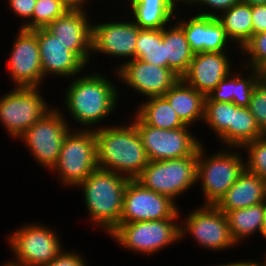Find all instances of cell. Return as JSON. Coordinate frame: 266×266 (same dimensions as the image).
Wrapping results in <instances>:
<instances>
[{"label": "cell", "instance_id": "cell-41", "mask_svg": "<svg viewBox=\"0 0 266 266\" xmlns=\"http://www.w3.org/2000/svg\"><path fill=\"white\" fill-rule=\"evenodd\" d=\"M59 1H61L69 9H81L87 7L85 5L90 0H59Z\"/></svg>", "mask_w": 266, "mask_h": 266}, {"label": "cell", "instance_id": "cell-9", "mask_svg": "<svg viewBox=\"0 0 266 266\" xmlns=\"http://www.w3.org/2000/svg\"><path fill=\"white\" fill-rule=\"evenodd\" d=\"M49 226L28 223L7 236L10 250L15 256L11 261L22 266H45L62 250L59 234Z\"/></svg>", "mask_w": 266, "mask_h": 266}, {"label": "cell", "instance_id": "cell-29", "mask_svg": "<svg viewBox=\"0 0 266 266\" xmlns=\"http://www.w3.org/2000/svg\"><path fill=\"white\" fill-rule=\"evenodd\" d=\"M137 109L134 113L147 125L161 129L186 126L164 96L147 98Z\"/></svg>", "mask_w": 266, "mask_h": 266}, {"label": "cell", "instance_id": "cell-47", "mask_svg": "<svg viewBox=\"0 0 266 266\" xmlns=\"http://www.w3.org/2000/svg\"><path fill=\"white\" fill-rule=\"evenodd\" d=\"M264 256H265L264 259H263V260H265L264 261V266H266V254Z\"/></svg>", "mask_w": 266, "mask_h": 266}, {"label": "cell", "instance_id": "cell-28", "mask_svg": "<svg viewBox=\"0 0 266 266\" xmlns=\"http://www.w3.org/2000/svg\"><path fill=\"white\" fill-rule=\"evenodd\" d=\"M254 116L247 107L235 105L232 124L218 138L224 147H242L245 143L263 137Z\"/></svg>", "mask_w": 266, "mask_h": 266}, {"label": "cell", "instance_id": "cell-12", "mask_svg": "<svg viewBox=\"0 0 266 266\" xmlns=\"http://www.w3.org/2000/svg\"><path fill=\"white\" fill-rule=\"evenodd\" d=\"M186 233L204 249L220 252L236 246L225 214L213 205H202L191 210L180 224V240L186 237Z\"/></svg>", "mask_w": 266, "mask_h": 266}, {"label": "cell", "instance_id": "cell-5", "mask_svg": "<svg viewBox=\"0 0 266 266\" xmlns=\"http://www.w3.org/2000/svg\"><path fill=\"white\" fill-rule=\"evenodd\" d=\"M179 211L168 219L120 223L109 237L115 239L121 248L131 252L142 255L157 253L177 241L179 243L180 223L176 222L180 220L179 215H182Z\"/></svg>", "mask_w": 266, "mask_h": 266}, {"label": "cell", "instance_id": "cell-32", "mask_svg": "<svg viewBox=\"0 0 266 266\" xmlns=\"http://www.w3.org/2000/svg\"><path fill=\"white\" fill-rule=\"evenodd\" d=\"M244 148L246 151L243 152L247 154L245 169L266 181V135L245 143L241 149Z\"/></svg>", "mask_w": 266, "mask_h": 266}, {"label": "cell", "instance_id": "cell-6", "mask_svg": "<svg viewBox=\"0 0 266 266\" xmlns=\"http://www.w3.org/2000/svg\"><path fill=\"white\" fill-rule=\"evenodd\" d=\"M97 168L95 131L71 129L65 136L58 161L51 172L57 173L63 186L78 188L77 185Z\"/></svg>", "mask_w": 266, "mask_h": 266}, {"label": "cell", "instance_id": "cell-7", "mask_svg": "<svg viewBox=\"0 0 266 266\" xmlns=\"http://www.w3.org/2000/svg\"><path fill=\"white\" fill-rule=\"evenodd\" d=\"M198 151L188 157L150 161L135 178L143 187L173 200L197 183Z\"/></svg>", "mask_w": 266, "mask_h": 266}, {"label": "cell", "instance_id": "cell-46", "mask_svg": "<svg viewBox=\"0 0 266 266\" xmlns=\"http://www.w3.org/2000/svg\"><path fill=\"white\" fill-rule=\"evenodd\" d=\"M263 238L266 239V202H265V215H264V232L262 234Z\"/></svg>", "mask_w": 266, "mask_h": 266}, {"label": "cell", "instance_id": "cell-14", "mask_svg": "<svg viewBox=\"0 0 266 266\" xmlns=\"http://www.w3.org/2000/svg\"><path fill=\"white\" fill-rule=\"evenodd\" d=\"M178 209L169 197L143 187L135 179H129L124 191L120 223L168 219Z\"/></svg>", "mask_w": 266, "mask_h": 266}, {"label": "cell", "instance_id": "cell-23", "mask_svg": "<svg viewBox=\"0 0 266 266\" xmlns=\"http://www.w3.org/2000/svg\"><path fill=\"white\" fill-rule=\"evenodd\" d=\"M163 96L185 125L192 127L197 121L203 122L206 96L182 79Z\"/></svg>", "mask_w": 266, "mask_h": 266}, {"label": "cell", "instance_id": "cell-19", "mask_svg": "<svg viewBox=\"0 0 266 266\" xmlns=\"http://www.w3.org/2000/svg\"><path fill=\"white\" fill-rule=\"evenodd\" d=\"M232 62L228 52L195 53L187 72L181 79L198 92L207 96L230 73Z\"/></svg>", "mask_w": 266, "mask_h": 266}, {"label": "cell", "instance_id": "cell-39", "mask_svg": "<svg viewBox=\"0 0 266 266\" xmlns=\"http://www.w3.org/2000/svg\"><path fill=\"white\" fill-rule=\"evenodd\" d=\"M253 34L266 31V4L252 5Z\"/></svg>", "mask_w": 266, "mask_h": 266}, {"label": "cell", "instance_id": "cell-22", "mask_svg": "<svg viewBox=\"0 0 266 266\" xmlns=\"http://www.w3.org/2000/svg\"><path fill=\"white\" fill-rule=\"evenodd\" d=\"M239 68L241 72H237L238 69L235 70L236 73L232 71L207 94L205 101L233 102L237 106L248 107L253 88L260 79V71L244 66ZM242 69L247 70L248 75L245 73L243 77Z\"/></svg>", "mask_w": 266, "mask_h": 266}, {"label": "cell", "instance_id": "cell-26", "mask_svg": "<svg viewBox=\"0 0 266 266\" xmlns=\"http://www.w3.org/2000/svg\"><path fill=\"white\" fill-rule=\"evenodd\" d=\"M265 202L225 213L233 241L240 245L241 240L264 232Z\"/></svg>", "mask_w": 266, "mask_h": 266}, {"label": "cell", "instance_id": "cell-20", "mask_svg": "<svg viewBox=\"0 0 266 266\" xmlns=\"http://www.w3.org/2000/svg\"><path fill=\"white\" fill-rule=\"evenodd\" d=\"M175 18L183 28L191 50L200 52H228L231 45L222 24L216 17L194 14L189 19ZM179 20V21H178Z\"/></svg>", "mask_w": 266, "mask_h": 266}, {"label": "cell", "instance_id": "cell-35", "mask_svg": "<svg viewBox=\"0 0 266 266\" xmlns=\"http://www.w3.org/2000/svg\"><path fill=\"white\" fill-rule=\"evenodd\" d=\"M247 108L254 116L261 132L266 135V82L261 78L253 88L251 100Z\"/></svg>", "mask_w": 266, "mask_h": 266}, {"label": "cell", "instance_id": "cell-42", "mask_svg": "<svg viewBox=\"0 0 266 266\" xmlns=\"http://www.w3.org/2000/svg\"><path fill=\"white\" fill-rule=\"evenodd\" d=\"M169 6L176 12L180 9L178 6L180 3L182 6H187V8L194 6L195 0H165ZM189 6V7H188ZM179 8V9H178ZM177 9V10H176Z\"/></svg>", "mask_w": 266, "mask_h": 266}, {"label": "cell", "instance_id": "cell-30", "mask_svg": "<svg viewBox=\"0 0 266 266\" xmlns=\"http://www.w3.org/2000/svg\"><path fill=\"white\" fill-rule=\"evenodd\" d=\"M135 59L167 68L163 29H140L136 41Z\"/></svg>", "mask_w": 266, "mask_h": 266}, {"label": "cell", "instance_id": "cell-10", "mask_svg": "<svg viewBox=\"0 0 266 266\" xmlns=\"http://www.w3.org/2000/svg\"><path fill=\"white\" fill-rule=\"evenodd\" d=\"M40 92L39 87H13L0 97V122L13 139L52 108Z\"/></svg>", "mask_w": 266, "mask_h": 266}, {"label": "cell", "instance_id": "cell-3", "mask_svg": "<svg viewBox=\"0 0 266 266\" xmlns=\"http://www.w3.org/2000/svg\"><path fill=\"white\" fill-rule=\"evenodd\" d=\"M128 181L124 175L97 168L77 185L83 191L89 221L107 235L120 224Z\"/></svg>", "mask_w": 266, "mask_h": 266}, {"label": "cell", "instance_id": "cell-1", "mask_svg": "<svg viewBox=\"0 0 266 266\" xmlns=\"http://www.w3.org/2000/svg\"><path fill=\"white\" fill-rule=\"evenodd\" d=\"M79 76L73 77L66 88L64 104L67 115L70 114L72 120L80 125L72 129L96 130L102 121L114 113L121 95L114 81L111 82L106 75L92 72Z\"/></svg>", "mask_w": 266, "mask_h": 266}, {"label": "cell", "instance_id": "cell-24", "mask_svg": "<svg viewBox=\"0 0 266 266\" xmlns=\"http://www.w3.org/2000/svg\"><path fill=\"white\" fill-rule=\"evenodd\" d=\"M132 19L140 29H163L171 24L176 13L165 0H127ZM132 16H131V15Z\"/></svg>", "mask_w": 266, "mask_h": 266}, {"label": "cell", "instance_id": "cell-40", "mask_svg": "<svg viewBox=\"0 0 266 266\" xmlns=\"http://www.w3.org/2000/svg\"><path fill=\"white\" fill-rule=\"evenodd\" d=\"M211 266V265H210ZM213 266H264V261H255V260H248L247 261H236V262H229V263H223Z\"/></svg>", "mask_w": 266, "mask_h": 266}, {"label": "cell", "instance_id": "cell-2", "mask_svg": "<svg viewBox=\"0 0 266 266\" xmlns=\"http://www.w3.org/2000/svg\"><path fill=\"white\" fill-rule=\"evenodd\" d=\"M126 124L102 125L94 130L97 164L98 168L135 179L150 160L134 123Z\"/></svg>", "mask_w": 266, "mask_h": 266}, {"label": "cell", "instance_id": "cell-36", "mask_svg": "<svg viewBox=\"0 0 266 266\" xmlns=\"http://www.w3.org/2000/svg\"><path fill=\"white\" fill-rule=\"evenodd\" d=\"M36 0H8V5L13 14L23 18L21 28L32 30V14Z\"/></svg>", "mask_w": 266, "mask_h": 266}, {"label": "cell", "instance_id": "cell-38", "mask_svg": "<svg viewBox=\"0 0 266 266\" xmlns=\"http://www.w3.org/2000/svg\"><path fill=\"white\" fill-rule=\"evenodd\" d=\"M63 249L49 264L45 266H88L85 257L74 251Z\"/></svg>", "mask_w": 266, "mask_h": 266}, {"label": "cell", "instance_id": "cell-33", "mask_svg": "<svg viewBox=\"0 0 266 266\" xmlns=\"http://www.w3.org/2000/svg\"><path fill=\"white\" fill-rule=\"evenodd\" d=\"M68 10L69 8L59 0H36L32 14V30L46 28Z\"/></svg>", "mask_w": 266, "mask_h": 266}, {"label": "cell", "instance_id": "cell-37", "mask_svg": "<svg viewBox=\"0 0 266 266\" xmlns=\"http://www.w3.org/2000/svg\"><path fill=\"white\" fill-rule=\"evenodd\" d=\"M240 2H242V0H195L194 7L198 6V8L202 7L206 8L207 10L210 8L211 9L210 11H206L205 9V11H200V12L197 11L196 14L217 18L219 14H221L224 11H227L233 5L238 4Z\"/></svg>", "mask_w": 266, "mask_h": 266}, {"label": "cell", "instance_id": "cell-11", "mask_svg": "<svg viewBox=\"0 0 266 266\" xmlns=\"http://www.w3.org/2000/svg\"><path fill=\"white\" fill-rule=\"evenodd\" d=\"M131 121L140 135L150 161L192 156L202 145L199 138L190 132V126L177 129L156 128L145 124L136 114Z\"/></svg>", "mask_w": 266, "mask_h": 266}, {"label": "cell", "instance_id": "cell-34", "mask_svg": "<svg viewBox=\"0 0 266 266\" xmlns=\"http://www.w3.org/2000/svg\"><path fill=\"white\" fill-rule=\"evenodd\" d=\"M241 55H245L244 67L260 71L266 65V31L253 34L251 39L241 48Z\"/></svg>", "mask_w": 266, "mask_h": 266}, {"label": "cell", "instance_id": "cell-45", "mask_svg": "<svg viewBox=\"0 0 266 266\" xmlns=\"http://www.w3.org/2000/svg\"><path fill=\"white\" fill-rule=\"evenodd\" d=\"M0 266H22V265L9 260Z\"/></svg>", "mask_w": 266, "mask_h": 266}, {"label": "cell", "instance_id": "cell-31", "mask_svg": "<svg viewBox=\"0 0 266 266\" xmlns=\"http://www.w3.org/2000/svg\"><path fill=\"white\" fill-rule=\"evenodd\" d=\"M234 110L233 102L205 101L203 122L215 133L216 139L232 124Z\"/></svg>", "mask_w": 266, "mask_h": 266}, {"label": "cell", "instance_id": "cell-15", "mask_svg": "<svg viewBox=\"0 0 266 266\" xmlns=\"http://www.w3.org/2000/svg\"><path fill=\"white\" fill-rule=\"evenodd\" d=\"M118 21L98 22L92 24L91 54L101 53L115 58H126L119 63L117 71L125 62L135 59L136 41L140 28L130 19Z\"/></svg>", "mask_w": 266, "mask_h": 266}, {"label": "cell", "instance_id": "cell-4", "mask_svg": "<svg viewBox=\"0 0 266 266\" xmlns=\"http://www.w3.org/2000/svg\"><path fill=\"white\" fill-rule=\"evenodd\" d=\"M204 148L203 144L199 147L197 158V183L204 199L200 205L215 206L244 171L245 156L241 147H227L209 155Z\"/></svg>", "mask_w": 266, "mask_h": 266}, {"label": "cell", "instance_id": "cell-8", "mask_svg": "<svg viewBox=\"0 0 266 266\" xmlns=\"http://www.w3.org/2000/svg\"><path fill=\"white\" fill-rule=\"evenodd\" d=\"M60 108L54 106L18 139L22 140L28 152L40 166L48 170L56 165L62 143L72 129Z\"/></svg>", "mask_w": 266, "mask_h": 266}, {"label": "cell", "instance_id": "cell-43", "mask_svg": "<svg viewBox=\"0 0 266 266\" xmlns=\"http://www.w3.org/2000/svg\"><path fill=\"white\" fill-rule=\"evenodd\" d=\"M242 2L247 3L249 5H265L266 0H242Z\"/></svg>", "mask_w": 266, "mask_h": 266}, {"label": "cell", "instance_id": "cell-13", "mask_svg": "<svg viewBox=\"0 0 266 266\" xmlns=\"http://www.w3.org/2000/svg\"><path fill=\"white\" fill-rule=\"evenodd\" d=\"M14 38L9 56L8 71L15 87H42L45 77L42 73L39 43L35 30L21 28ZM44 79V80H43Z\"/></svg>", "mask_w": 266, "mask_h": 266}, {"label": "cell", "instance_id": "cell-44", "mask_svg": "<svg viewBox=\"0 0 266 266\" xmlns=\"http://www.w3.org/2000/svg\"><path fill=\"white\" fill-rule=\"evenodd\" d=\"M260 78L266 82V65L260 70Z\"/></svg>", "mask_w": 266, "mask_h": 266}, {"label": "cell", "instance_id": "cell-21", "mask_svg": "<svg viewBox=\"0 0 266 266\" xmlns=\"http://www.w3.org/2000/svg\"><path fill=\"white\" fill-rule=\"evenodd\" d=\"M266 202V181L244 169L215 207L224 214Z\"/></svg>", "mask_w": 266, "mask_h": 266}, {"label": "cell", "instance_id": "cell-25", "mask_svg": "<svg viewBox=\"0 0 266 266\" xmlns=\"http://www.w3.org/2000/svg\"><path fill=\"white\" fill-rule=\"evenodd\" d=\"M174 23L163 28L165 59H167V68L182 77L189 68L194 52L190 48L183 28L177 22Z\"/></svg>", "mask_w": 266, "mask_h": 266}, {"label": "cell", "instance_id": "cell-18", "mask_svg": "<svg viewBox=\"0 0 266 266\" xmlns=\"http://www.w3.org/2000/svg\"><path fill=\"white\" fill-rule=\"evenodd\" d=\"M40 49L43 76L76 77L85 72L87 65L45 28L35 29Z\"/></svg>", "mask_w": 266, "mask_h": 266}, {"label": "cell", "instance_id": "cell-27", "mask_svg": "<svg viewBox=\"0 0 266 266\" xmlns=\"http://www.w3.org/2000/svg\"><path fill=\"white\" fill-rule=\"evenodd\" d=\"M251 16L252 6L244 2L233 5L217 16L228 39L240 50L253 35Z\"/></svg>", "mask_w": 266, "mask_h": 266}, {"label": "cell", "instance_id": "cell-16", "mask_svg": "<svg viewBox=\"0 0 266 266\" xmlns=\"http://www.w3.org/2000/svg\"><path fill=\"white\" fill-rule=\"evenodd\" d=\"M113 72L124 85L146 98L163 96L181 79L173 70L141 59L125 62Z\"/></svg>", "mask_w": 266, "mask_h": 266}, {"label": "cell", "instance_id": "cell-17", "mask_svg": "<svg viewBox=\"0 0 266 266\" xmlns=\"http://www.w3.org/2000/svg\"><path fill=\"white\" fill-rule=\"evenodd\" d=\"M85 10L86 8L69 9L45 29L59 37L67 49L88 65L90 57L94 55H91L92 22Z\"/></svg>", "mask_w": 266, "mask_h": 266}]
</instances>
